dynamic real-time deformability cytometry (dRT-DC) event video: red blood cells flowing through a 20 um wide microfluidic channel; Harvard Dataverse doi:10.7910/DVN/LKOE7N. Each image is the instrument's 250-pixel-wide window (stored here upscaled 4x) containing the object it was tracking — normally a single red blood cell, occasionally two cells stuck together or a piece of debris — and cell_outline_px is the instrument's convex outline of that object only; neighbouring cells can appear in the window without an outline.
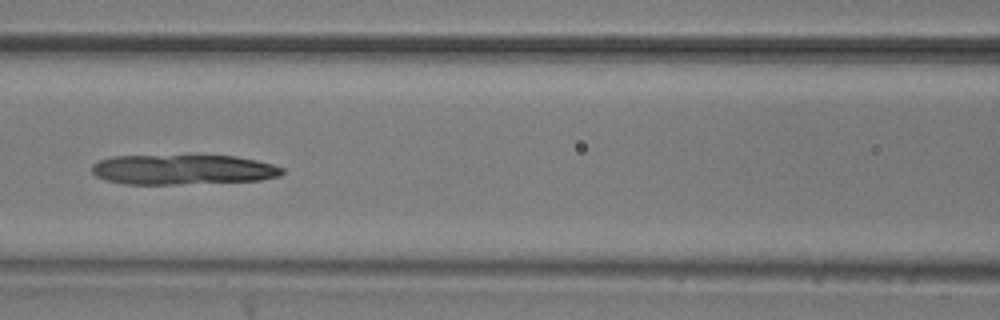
{"species": "common noctule bat (a hibernating species)", "species_latin": "Nyctalus noctula", "temperature_condition": "room temperature", "stored_images_in_passage": 38, "camera_frame_rate_fps": 3000, "um_per_image_px": 0.085, "animal": {"sex": "male", "body_mass_g": 20.5, "forearm_length_mm": 52.5}, "frame": {"image": 1, "passage_image": 8, "time_ms": 2.333, "image_size_px": [1000, 320], "cell_outline_px": [[284, 172], [280, 176], [260, 180], [176, 184], [124, 184], [104, 180], [96, 176], [92, 172], [92, 164], [100, 160], [112, 156], [236, 156], [256, 160], [272, 164], [284, 168]], "centroid_in_image_um": [15.53, 14.42], "position_along_channel_um": 151.1, "area_um2": 33.18}}
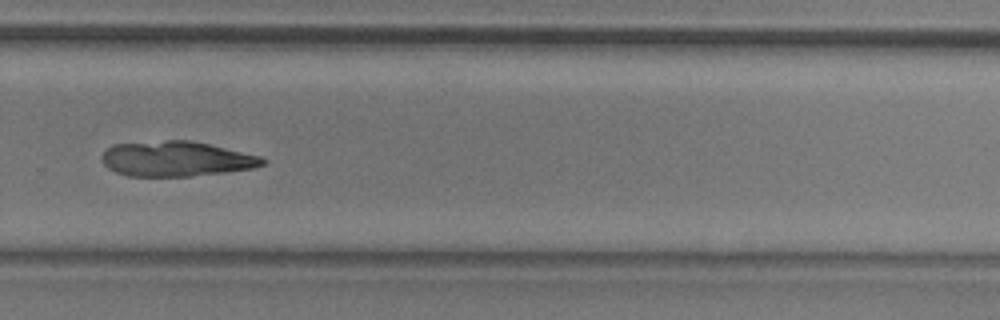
{"frame": {"image": 2, "passage_image": 21, "time_ms": 6.667, "image_size_px": [1000, 320], "cell_outline_px": [[268, 160], [264, 164], [252, 168], [224, 172], [188, 176], [128, 176], [116, 172], [108, 168], [104, 164], [100, 156], [112, 144], [168, 140], [188, 140], [208, 144], [260, 156]], "centroid_in_image_um": [14.95, 13.5], "position_along_channel_um": 314.9, "area_um2": 32.66}}
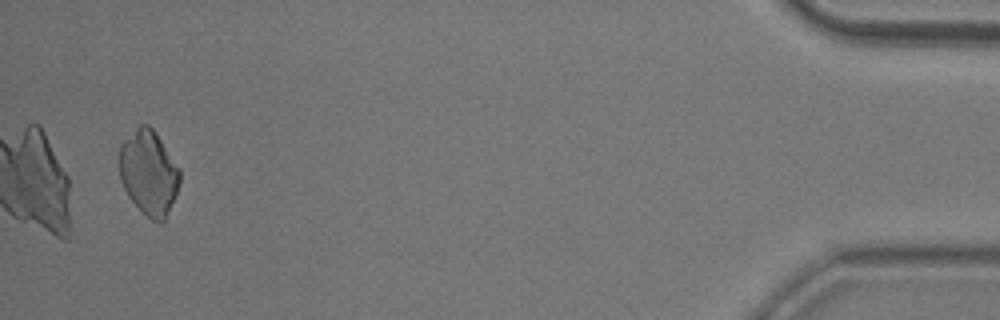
{"frame": {"image": 3, "passage_image": 36, "time_ms": 11.667, "image_size_px": [1000, 320], "cell_outline_px": [[180, 180], [176, 196], [164, 220], [160, 224], [152, 220], [128, 196], [120, 180], [120, 144], [140, 124], [148, 124], [152, 128], [180, 168]], "centroid_in_image_um": [12.66, 14.68], "position_along_channel_um": 422.5, "area_um2": 29.54}}